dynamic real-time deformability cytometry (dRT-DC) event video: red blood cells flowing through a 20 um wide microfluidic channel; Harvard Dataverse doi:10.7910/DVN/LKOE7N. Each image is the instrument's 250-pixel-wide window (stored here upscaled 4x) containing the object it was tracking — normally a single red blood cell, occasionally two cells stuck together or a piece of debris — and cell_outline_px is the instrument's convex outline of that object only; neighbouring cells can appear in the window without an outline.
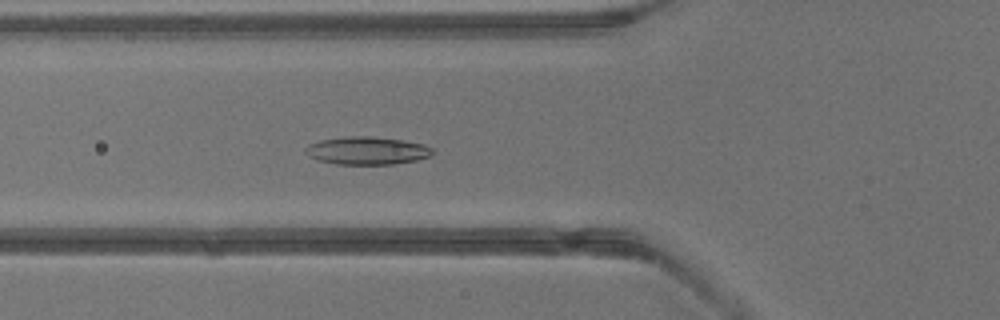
{"species": "common noctule bat (a hibernating species)", "species_latin": "Nyctalus noctula", "temperature_condition": "warm", "stored_images_in_passage": 31, "camera_frame_rate_fps": 3000, "um_per_image_px": 0.085, "animal": {"sex": "male", "body_mass_g": 13.3}, "frame": {"image": 1, "passage_image": 6, "time_ms": 1.667, "image_size_px": [1000, 320], "cell_outline_px": [[432, 152], [428, 156], [416, 160], [392, 164], [336, 164], [316, 160], [308, 156], [304, 152], [304, 148], [308, 144], [320, 140], [344, 136], [372, 136], [400, 140], [424, 144], [432, 148]], "centroid_in_image_um": [31.11, 12.8], "position_along_channel_um": 94.7, "area_um2": 20.63}}
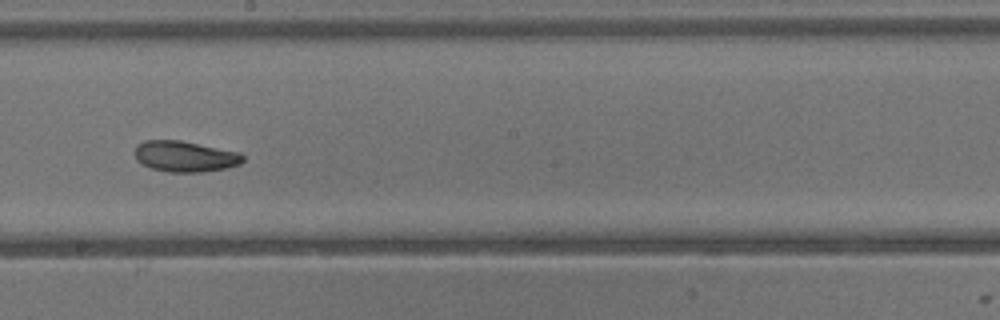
{"frame": {"image": 2, "passage_image": 14, "time_ms": 4.333, "image_size_px": [1000, 320], "cell_outline_px": [[244, 160], [240, 164], [224, 168], [204, 172], [168, 172], [152, 168], [136, 160], [136, 144], [144, 140], [180, 140], [240, 152], [244, 156]], "centroid_in_image_um": [15.74, 13.29], "position_along_channel_um": 232.5, "area_um2": 19.42}}
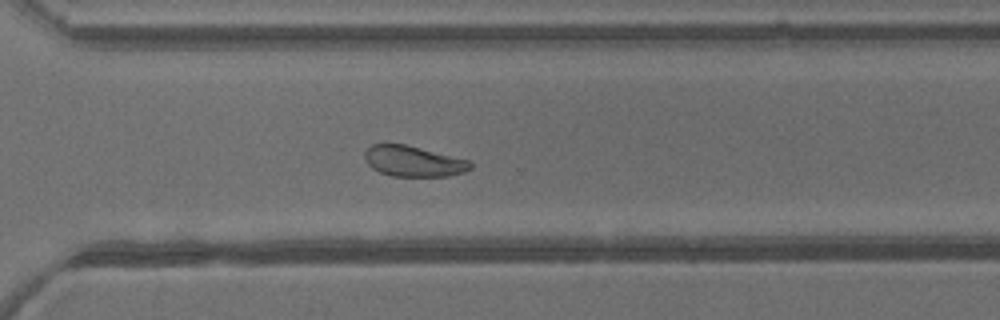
{"frame": {"image": 3, "passage_image": 20, "time_ms": 6.333, "image_size_px": [1000, 320], "cell_outline_px": [[472, 168], [464, 172], [448, 176], [392, 176], [380, 172], [372, 168], [368, 164], [364, 156], [364, 152], [372, 144], [404, 144], [472, 160]], "centroid_in_image_um": [35.17, 13.7], "position_along_channel_um": 335.4, "area_um2": 18.96}}